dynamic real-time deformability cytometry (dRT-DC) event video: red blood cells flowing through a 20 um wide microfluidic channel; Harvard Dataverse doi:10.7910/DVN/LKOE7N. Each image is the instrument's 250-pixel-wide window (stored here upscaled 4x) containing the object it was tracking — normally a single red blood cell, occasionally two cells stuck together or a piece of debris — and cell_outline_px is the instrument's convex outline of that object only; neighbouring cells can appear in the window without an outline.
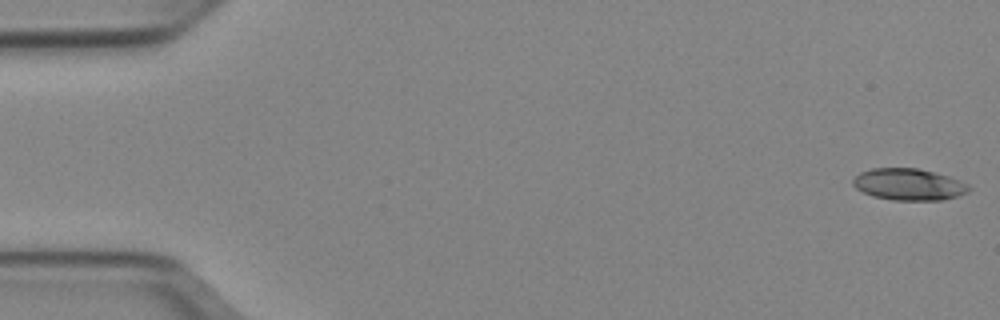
{"species": "Egyptian fruit bat (a non-hibernating species)", "species_latin": "Rousettus aegyptiacus", "temperature_condition": "cold", "stored_images_in_passage": 9, "camera_frame_rate_fps": 3000, "um_per_image_px": 0.085, "animal": {"sex": "female"}, "frame": {"image": 1, "passage_image": 1, "time_ms": 0.0, "image_size_px": [1000, 320], "cell_outline_px": [[972, 188], [968, 192], [960, 196], [944, 200], [892, 200], [872, 196], [856, 188], [852, 184], [852, 180], [860, 172], [872, 168], [916, 168], [936, 172], [960, 180], [968, 184]], "centroid_in_image_um": [77.28, 15.68], "position_along_channel_um": 7.7, "area_um2": 21.62}}